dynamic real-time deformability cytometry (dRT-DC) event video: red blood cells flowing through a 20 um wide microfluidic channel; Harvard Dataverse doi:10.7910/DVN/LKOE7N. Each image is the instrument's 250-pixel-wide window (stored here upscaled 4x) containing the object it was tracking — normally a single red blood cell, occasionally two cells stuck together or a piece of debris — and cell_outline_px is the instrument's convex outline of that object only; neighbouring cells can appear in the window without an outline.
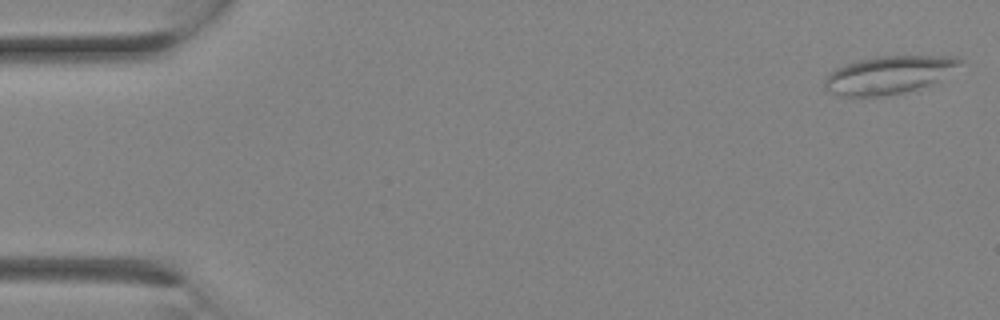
{"species": "Egyptian fruit bat (a non-hibernating species)", "species_latin": "Rousettus aegyptiacus", "temperature_condition": "room temperature", "stored_images_in_passage": 11, "camera_frame_rate_fps": 3000, "um_per_image_px": 0.085, "animal": {"sex": "female"}, "frame": {"image": 1, "passage_image": 1, "time_ms": 0.0, "image_size_px": [1000, 320], "cell_outline_px": [[964, 60], [960, 64], [936, 80], [928, 84], [904, 92], [880, 96], [840, 96], [828, 92], [824, 88], [824, 80], [828, 72], [836, 68], [856, 60], [876, 56], [960, 56]], "centroid_in_image_um": [75.45, 6.35], "position_along_channel_um": 9.5, "area_um2": 29.54}}
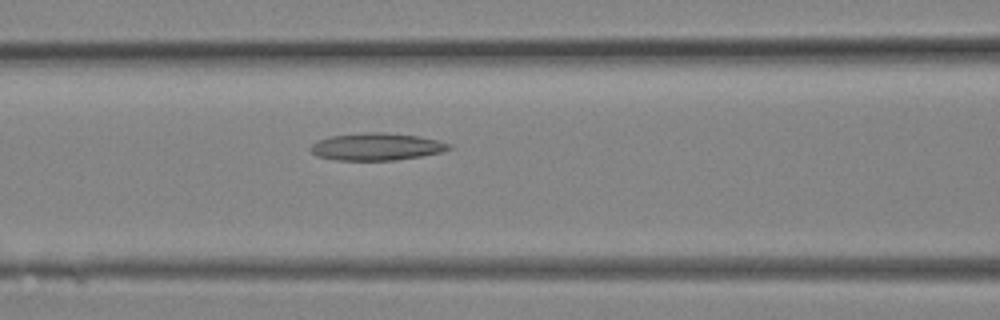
{"frame": {"image": 2, "passage_image": 11, "time_ms": 3.333, "image_size_px": [1000, 320], "cell_outline_px": [[452, 148], [440, 152], [420, 156], [396, 160], [336, 160], [316, 156], [308, 148], [316, 140], [328, 136], [368, 132], [376, 132], [416, 136], [436, 140], [452, 144]], "centroid_in_image_um": [31.94, 12.47], "position_along_channel_um": 134.7, "area_um2": 21.91}}